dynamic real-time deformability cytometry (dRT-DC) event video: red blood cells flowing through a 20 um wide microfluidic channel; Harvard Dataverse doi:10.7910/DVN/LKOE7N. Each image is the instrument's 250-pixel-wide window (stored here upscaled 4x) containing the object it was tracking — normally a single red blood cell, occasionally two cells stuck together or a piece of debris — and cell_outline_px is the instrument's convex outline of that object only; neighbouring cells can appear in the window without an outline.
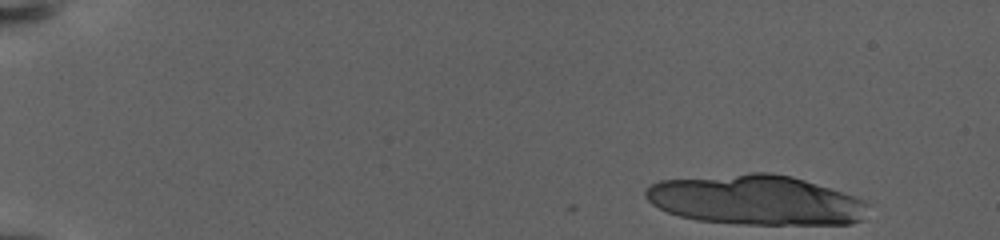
{"species": "human", "species_latin": "Homo sapiens", "temperature_condition": "warm", "stored_images_in_passage": 32, "camera_frame_rate_fps": 3000, "um_per_image_px": 0.085, "donor": {"sex": "female"}, "frame": {"image": 1, "passage_image": 1, "time_ms": 0.0, "image_size_px": [1000, 240], "cell_outline_px": [[868, 204], [864, 220], [852, 224], [736, 224], [696, 220], [680, 216], [668, 212], [652, 204], [644, 196], [644, 192], [652, 184], [660, 180], [752, 172], [772, 172], [792, 176], [864, 200]], "centroid_in_image_um": [64.22, 17.01], "position_along_channel_um": 20.8, "area_um2": 64.62}}